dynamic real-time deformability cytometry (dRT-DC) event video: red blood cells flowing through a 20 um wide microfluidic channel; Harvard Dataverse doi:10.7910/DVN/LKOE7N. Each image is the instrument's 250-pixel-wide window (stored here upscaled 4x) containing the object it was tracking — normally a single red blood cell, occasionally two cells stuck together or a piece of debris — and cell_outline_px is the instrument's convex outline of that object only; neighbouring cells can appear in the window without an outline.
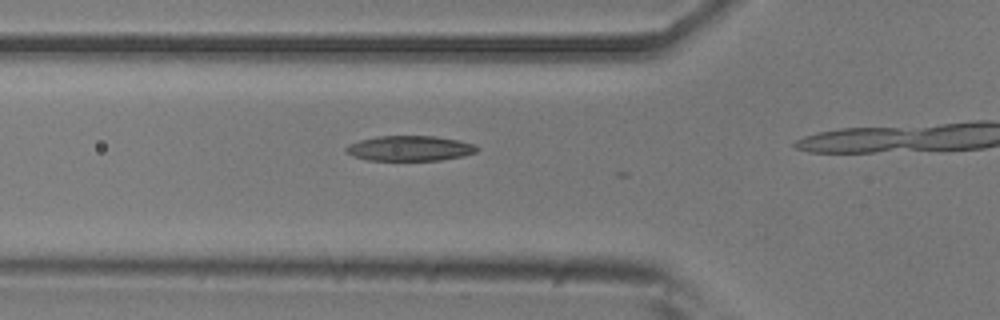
{"species": "common noctule bat (a hibernating species)", "species_latin": "Nyctalus noctula", "temperature_condition": "room temperature", "stored_images_in_passage": 3, "camera_frame_rate_fps": 3000, "um_per_image_px": 0.085, "animal": {"sex": "male", "body_mass_g": 20.5, "forearm_length_mm": 52.5}, "frame": {"image": 1, "passage_image": 2, "time_ms": 0.333, "image_size_px": [1000, 320], "cell_outline_px": [[480, 148], [476, 152], [464, 156], [440, 160], [368, 160], [352, 156], [344, 152], [344, 148], [348, 144], [360, 140], [376, 136], [436, 136], [476, 144]], "centroid_in_image_um": [34.81, 12.61], "position_along_channel_um": 91.0, "area_um2": 19.36}}